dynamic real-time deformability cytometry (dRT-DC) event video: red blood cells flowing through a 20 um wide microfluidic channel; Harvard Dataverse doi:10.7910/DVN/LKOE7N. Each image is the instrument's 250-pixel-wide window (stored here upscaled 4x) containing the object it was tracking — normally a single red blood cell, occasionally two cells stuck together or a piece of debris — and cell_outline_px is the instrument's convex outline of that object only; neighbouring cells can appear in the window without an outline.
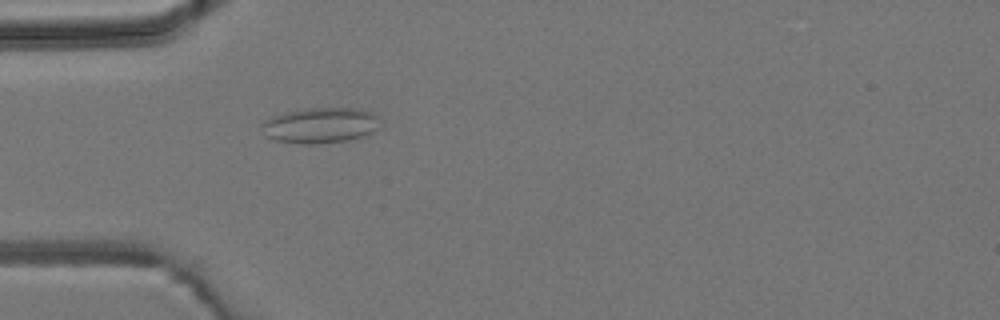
{"species": "common noctule bat (a hibernating species)", "species_latin": "Nyctalus noctula", "temperature_condition": "room temperature", "stored_images_in_passage": 4, "camera_frame_rate_fps": 3000, "um_per_image_px": 0.085, "animal": {"sex": "male", "body_mass_g": 19.2, "forearm_length_mm": 51.8}, "frame": {"image": 1, "passage_image": 4, "time_ms": 4.333, "image_size_px": [1000, 320], "cell_outline_px": [[380, 116], [376, 128], [368, 136], [348, 140], [316, 144], [300, 144], [276, 140], [264, 136], [260, 124], [268, 116], [284, 112], [304, 108], [360, 108], [372, 112]], "centroid_in_image_um": [27.19, 10.64], "position_along_channel_um": 57.8, "area_um2": 25.09}}